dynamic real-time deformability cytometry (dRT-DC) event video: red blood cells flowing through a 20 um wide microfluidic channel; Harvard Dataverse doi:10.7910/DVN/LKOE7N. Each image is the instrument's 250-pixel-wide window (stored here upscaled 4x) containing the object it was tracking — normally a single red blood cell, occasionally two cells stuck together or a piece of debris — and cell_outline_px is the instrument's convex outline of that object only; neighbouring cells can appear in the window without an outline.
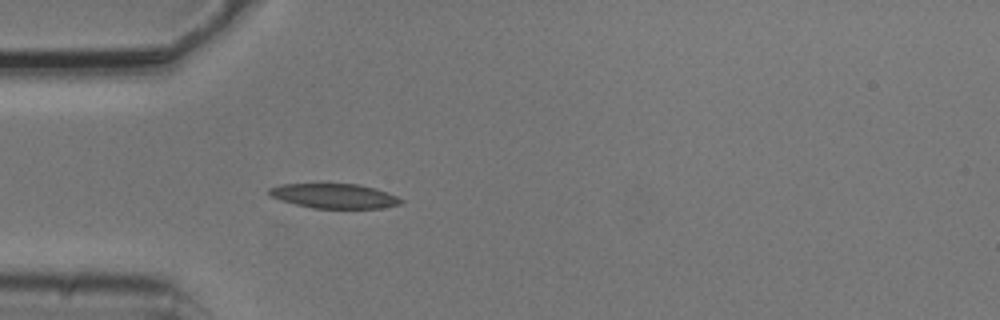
{"species": "common noctule bat (a hibernating species)", "species_latin": "Nyctalus noctula", "temperature_condition": "cold", "stored_images_in_passage": 1, "camera_frame_rate_fps": 3000, "um_per_image_px": 0.085, "animal": {"sex": "male", "body_mass_g": 20.5, "forearm_length_mm": 52.5}, "frame": {"image": 1, "passage_image": 1, "time_ms": 0.0, "image_size_px": [1000, 320], "cell_outline_px": [[404, 200], [400, 204], [380, 208], [312, 208], [280, 200], [272, 196], [268, 192], [268, 188], [280, 184], [360, 184], [388, 192]], "centroid_in_image_um": [28.41, 16.65], "position_along_channel_um": 56.6, "area_um2": 18.84}}